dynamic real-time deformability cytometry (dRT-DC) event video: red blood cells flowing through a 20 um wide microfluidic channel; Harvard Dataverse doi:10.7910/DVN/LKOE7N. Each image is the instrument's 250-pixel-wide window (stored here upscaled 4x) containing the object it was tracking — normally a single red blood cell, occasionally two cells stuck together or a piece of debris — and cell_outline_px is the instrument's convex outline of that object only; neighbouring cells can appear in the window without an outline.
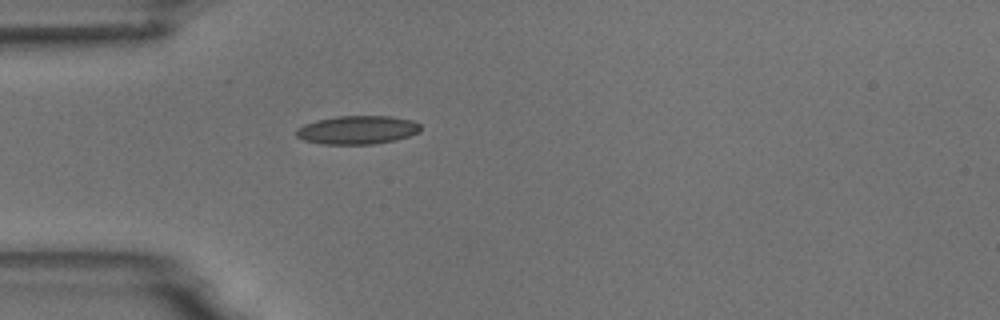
{"species": "common noctule bat (a hibernating species)", "species_latin": "Nyctalus noctula", "temperature_condition": "room temperature", "stored_images_in_passage": 1, "camera_frame_rate_fps": 3000, "um_per_image_px": 0.085, "animal": {"sex": "male", "body_mass_g": 18.8}, "frame": {"image": 1, "passage_image": 1, "time_ms": 0.0, "image_size_px": [1000, 320], "cell_outline_px": [[420, 132], [396, 140], [372, 144], [320, 144], [304, 140], [296, 136], [296, 128], [304, 124], [316, 120], [336, 116], [392, 116], [412, 120], [420, 124]], "centroid_in_image_um": [30.37, 11.04], "position_along_channel_um": 54.6, "area_um2": 20.75}}